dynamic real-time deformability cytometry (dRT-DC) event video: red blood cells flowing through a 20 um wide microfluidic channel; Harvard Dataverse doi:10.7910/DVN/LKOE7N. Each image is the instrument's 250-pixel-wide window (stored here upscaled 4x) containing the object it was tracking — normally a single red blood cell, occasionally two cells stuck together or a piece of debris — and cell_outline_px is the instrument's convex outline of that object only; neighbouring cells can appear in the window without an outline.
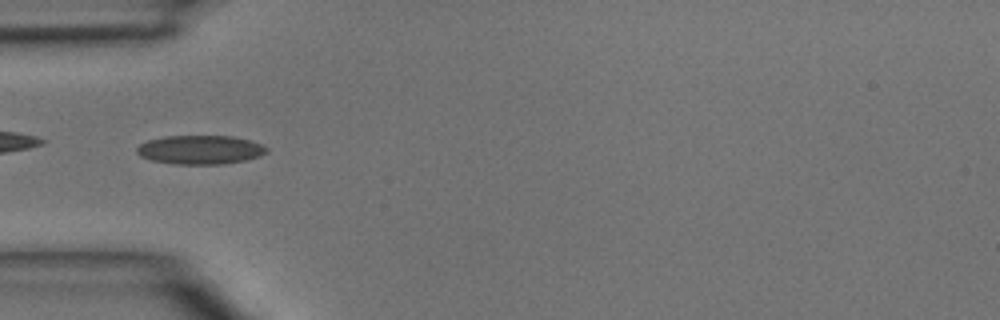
{"species": "common noctule bat (a hibernating species)", "species_latin": "Nyctalus noctula", "temperature_condition": "room temperature", "stored_images_in_passage": 31, "camera_frame_rate_fps": 3000, "um_per_image_px": 0.085, "animal": {"sex": "male", "body_mass_g": 15.6}, "frame": {"image": 1, "passage_image": 1, "time_ms": 0.0, "image_size_px": [1000, 320], "cell_outline_px": [[268, 152], [260, 156], [244, 160], [224, 164], [176, 164], [152, 160], [140, 156], [136, 152], [136, 148], [140, 144], [148, 140], [164, 136], [232, 136], [248, 140], [260, 144], [268, 148]], "centroid_in_image_um": [17.01, 12.73], "position_along_channel_um": 68.0, "area_um2": 21.79}}
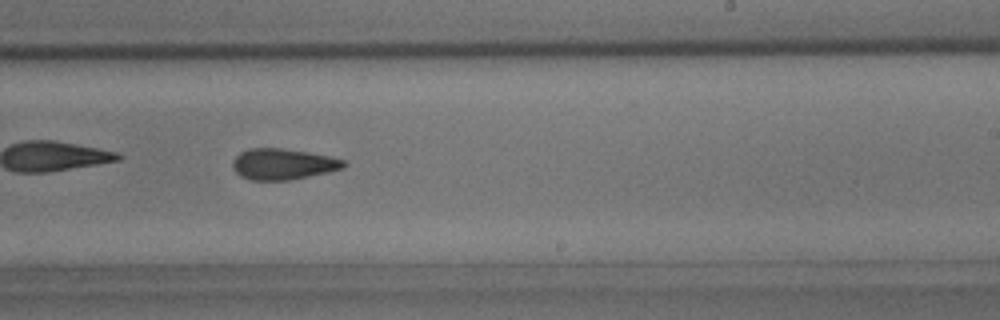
{"frame": {"image": 2, "passage_image": 14, "time_ms": 4.333, "image_size_px": [1000, 320], "cell_outline_px": [[348, 164], [344, 168], [328, 172], [288, 180], [252, 180], [240, 176], [232, 168], [232, 160], [240, 152], [248, 148], [280, 148], [308, 152], [328, 156], [344, 160]], "centroid_in_image_um": [24.03, 13.94], "position_along_channel_um": 265.0, "area_um2": 20.06}}